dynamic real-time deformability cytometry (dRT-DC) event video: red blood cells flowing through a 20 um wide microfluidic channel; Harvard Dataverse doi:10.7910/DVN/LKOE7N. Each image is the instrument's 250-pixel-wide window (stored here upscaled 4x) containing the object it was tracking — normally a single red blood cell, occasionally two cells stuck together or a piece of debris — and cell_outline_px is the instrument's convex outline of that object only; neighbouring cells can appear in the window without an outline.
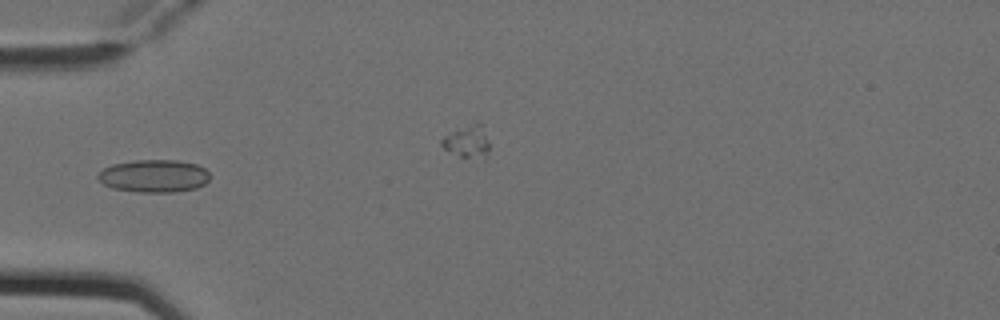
{"species": "Egyptian fruit bat (a non-hibernating species)", "species_latin": "Rousettus aegyptiacus", "temperature_condition": "cold", "stored_images_in_passage": 7, "camera_frame_rate_fps": 3000, "um_per_image_px": 0.085, "animal": {"sex": "female"}, "frame": {"image": 1, "passage_image": 5, "time_ms": 1.333, "image_size_px": [1000, 320], "cell_outline_px": [[208, 180], [204, 184], [196, 188], [172, 192], [140, 192], [112, 188], [104, 184], [96, 176], [104, 168], [112, 164], [136, 160], [176, 160], [196, 164], [204, 168], [208, 172]], "centroid_in_image_um": [13.08, 14.95], "position_along_channel_um": 71.9, "area_um2": 21.15}}